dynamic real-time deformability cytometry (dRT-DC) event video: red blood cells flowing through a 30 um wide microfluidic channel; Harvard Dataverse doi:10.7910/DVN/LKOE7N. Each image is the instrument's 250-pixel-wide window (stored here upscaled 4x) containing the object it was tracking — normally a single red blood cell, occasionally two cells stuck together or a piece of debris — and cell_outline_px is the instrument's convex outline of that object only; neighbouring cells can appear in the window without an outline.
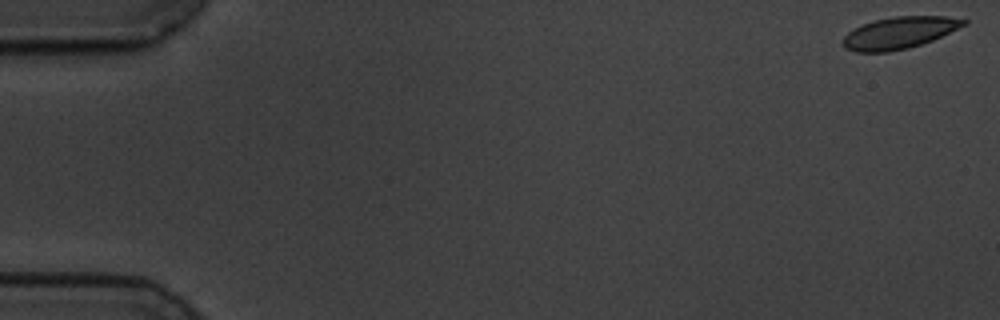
{"species": "common noctule bat (a hibernating species)", "species_latin": "Nyctalus noctula", "temperature_condition": "cold", "stored_images_in_passage": 58, "camera_frame_rate_fps": 3000, "um_per_image_px": 0.085, "animal": {"sex": "male", "body_mass_g": 19.5, "forearm_length_mm": 54.6}, "frame": {"image": 1, "passage_image": 1, "time_ms": 0.0, "image_size_px": [1000, 320], "cell_outline_px": [[968, 24], [932, 40], [908, 48], [888, 52], [856, 52], [844, 48], [840, 44], [844, 36], [848, 32], [860, 24], [892, 16], [948, 16], [968, 20]], "centroid_in_image_um": [76.41, 2.78], "position_along_channel_um": 8.6, "area_um2": 22.6}}
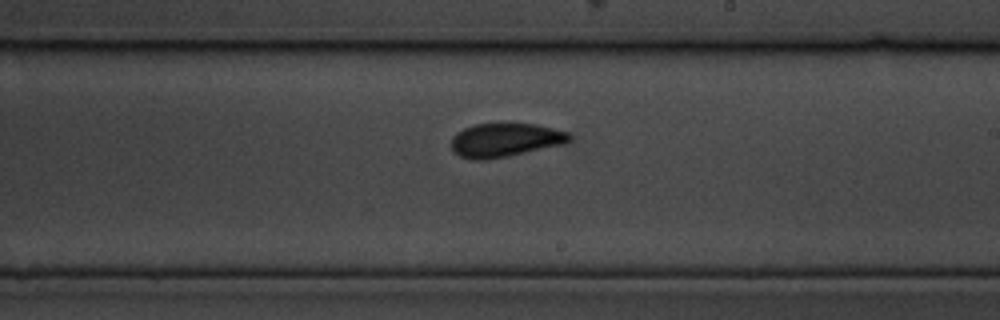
{"frame": {"image": 2, "passage_image": 34, "time_ms": 11.0, "image_size_px": [1000, 320], "cell_outline_px": [[572, 140], [564, 144], [508, 156], [484, 160], [472, 160], [460, 156], [452, 148], [452, 136], [456, 132], [464, 128], [476, 124], [536, 124], [568, 132], [572, 136]], "centroid_in_image_um": [42.95, 11.91], "position_along_channel_um": 246.1, "area_um2": 23.12}}
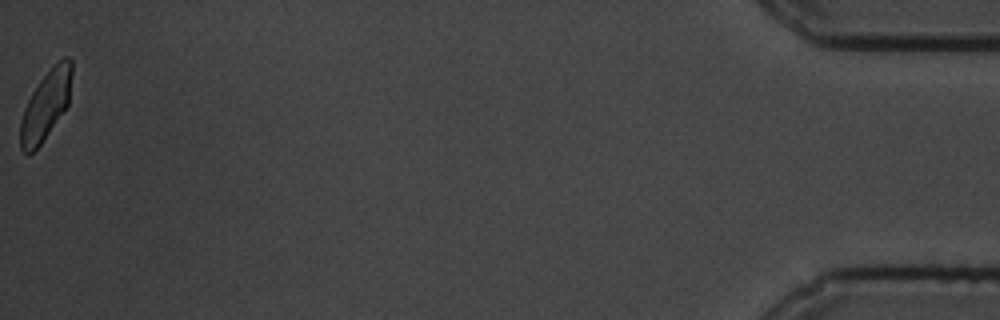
{"frame": {"image": 3, "passage_image": 58, "time_ms": 19.0, "image_size_px": [1000, 320], "cell_outline_px": [[72, 76], [68, 104], [40, 144], [32, 152], [24, 152], [20, 148], [20, 120], [24, 108], [32, 92], [40, 80], [52, 64], [64, 56], [68, 56], [72, 60]], "centroid_in_image_um": [3.9, 8.86], "position_along_channel_um": 431.3, "area_um2": 20.58}, "authors_computed_cell_mechanics": {"area_um2": 22.9466, "velocity_mm_per_s": 3.4807, "shape_relaxation_time_tau1_ms": 4.1188, "shape_relaxation_time_tau2_ms": 1.0648, "deformation_change_tau1": 0.1261, "deformation_change_tau2": 0.0438}}